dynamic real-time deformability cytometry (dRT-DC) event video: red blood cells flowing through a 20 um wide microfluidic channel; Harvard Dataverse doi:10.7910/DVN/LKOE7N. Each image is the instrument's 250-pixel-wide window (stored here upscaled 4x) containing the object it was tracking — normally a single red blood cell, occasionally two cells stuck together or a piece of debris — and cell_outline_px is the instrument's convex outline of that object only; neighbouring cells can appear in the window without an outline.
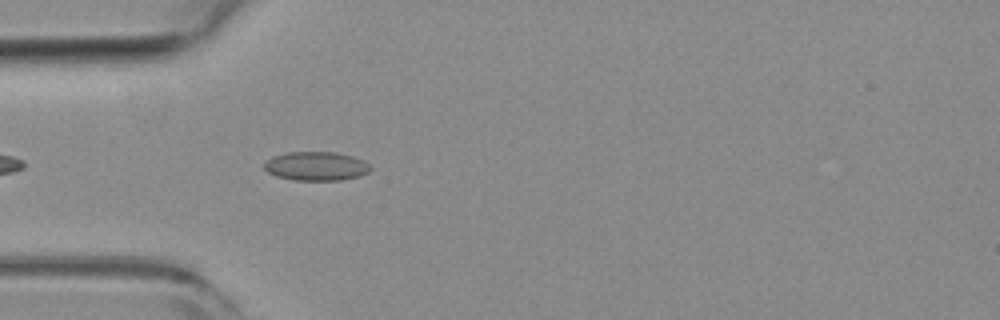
{"species": "common noctule bat (a hibernating species)", "species_latin": "Nyctalus noctula", "temperature_condition": "room temperature", "stored_images_in_passage": 7, "camera_frame_rate_fps": 3000, "um_per_image_px": 0.085, "animal": {"sex": "female", "body_mass_g": 19.3, "forearm_length_mm": 54.1}, "frame": {"image": 1, "passage_image": 4, "time_ms": 1.0, "image_size_px": [1000, 320], "cell_outline_px": [[372, 168], [368, 172], [360, 176], [340, 180], [292, 180], [276, 176], [268, 172], [264, 168], [264, 160], [272, 156], [284, 152], [336, 152], [352, 156], [364, 160]], "centroid_in_image_um": [26.84, 14.11], "position_along_channel_um": 58.2, "area_um2": 18.09}}